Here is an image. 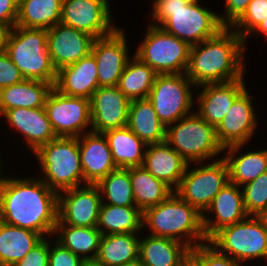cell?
<instances>
[{"mask_svg": "<svg viewBox=\"0 0 267 266\" xmlns=\"http://www.w3.org/2000/svg\"><path fill=\"white\" fill-rule=\"evenodd\" d=\"M42 239L35 231L12 226L0 220V266H13Z\"/></svg>", "mask_w": 267, "mask_h": 266, "instance_id": "30", "label": "cell"}, {"mask_svg": "<svg viewBox=\"0 0 267 266\" xmlns=\"http://www.w3.org/2000/svg\"><path fill=\"white\" fill-rule=\"evenodd\" d=\"M127 127L147 145L166 139V126L159 120L147 98L131 100Z\"/></svg>", "mask_w": 267, "mask_h": 266, "instance_id": "27", "label": "cell"}, {"mask_svg": "<svg viewBox=\"0 0 267 266\" xmlns=\"http://www.w3.org/2000/svg\"><path fill=\"white\" fill-rule=\"evenodd\" d=\"M125 31L118 27L110 35L96 38L93 42L91 53L97 64L99 87L117 86L126 63L133 56L128 50Z\"/></svg>", "mask_w": 267, "mask_h": 266, "instance_id": "15", "label": "cell"}, {"mask_svg": "<svg viewBox=\"0 0 267 266\" xmlns=\"http://www.w3.org/2000/svg\"><path fill=\"white\" fill-rule=\"evenodd\" d=\"M165 141L188 163L221 158L223 147L218 143L215 127L196 111L166 126Z\"/></svg>", "mask_w": 267, "mask_h": 266, "instance_id": "7", "label": "cell"}, {"mask_svg": "<svg viewBox=\"0 0 267 266\" xmlns=\"http://www.w3.org/2000/svg\"><path fill=\"white\" fill-rule=\"evenodd\" d=\"M33 156L41 170L38 177L55 192L85 185L77 137H56Z\"/></svg>", "mask_w": 267, "mask_h": 266, "instance_id": "5", "label": "cell"}, {"mask_svg": "<svg viewBox=\"0 0 267 266\" xmlns=\"http://www.w3.org/2000/svg\"><path fill=\"white\" fill-rule=\"evenodd\" d=\"M83 263L84 260L80 256L51 239L49 266H82Z\"/></svg>", "mask_w": 267, "mask_h": 266, "instance_id": "41", "label": "cell"}, {"mask_svg": "<svg viewBox=\"0 0 267 266\" xmlns=\"http://www.w3.org/2000/svg\"><path fill=\"white\" fill-rule=\"evenodd\" d=\"M117 168L142 166L147 144L127 126L103 133Z\"/></svg>", "mask_w": 267, "mask_h": 266, "instance_id": "29", "label": "cell"}, {"mask_svg": "<svg viewBox=\"0 0 267 266\" xmlns=\"http://www.w3.org/2000/svg\"><path fill=\"white\" fill-rule=\"evenodd\" d=\"M251 0H225V12L218 14L219 21L224 27H231L246 11Z\"/></svg>", "mask_w": 267, "mask_h": 266, "instance_id": "44", "label": "cell"}, {"mask_svg": "<svg viewBox=\"0 0 267 266\" xmlns=\"http://www.w3.org/2000/svg\"><path fill=\"white\" fill-rule=\"evenodd\" d=\"M219 253L245 265L250 261L267 260V231L256 216L223 227L209 240Z\"/></svg>", "mask_w": 267, "mask_h": 266, "instance_id": "8", "label": "cell"}, {"mask_svg": "<svg viewBox=\"0 0 267 266\" xmlns=\"http://www.w3.org/2000/svg\"><path fill=\"white\" fill-rule=\"evenodd\" d=\"M0 187L5 183V181L7 180V178H8V174H7V176H4V174H5V172L3 173V169H1L2 168V165L3 164H1L2 163V156L0 155Z\"/></svg>", "mask_w": 267, "mask_h": 266, "instance_id": "49", "label": "cell"}, {"mask_svg": "<svg viewBox=\"0 0 267 266\" xmlns=\"http://www.w3.org/2000/svg\"><path fill=\"white\" fill-rule=\"evenodd\" d=\"M53 85L44 81L29 80L0 90V116L13 108L44 107Z\"/></svg>", "mask_w": 267, "mask_h": 266, "instance_id": "28", "label": "cell"}, {"mask_svg": "<svg viewBox=\"0 0 267 266\" xmlns=\"http://www.w3.org/2000/svg\"><path fill=\"white\" fill-rule=\"evenodd\" d=\"M266 17L267 0H251L246 11L231 28L245 40Z\"/></svg>", "mask_w": 267, "mask_h": 266, "instance_id": "39", "label": "cell"}, {"mask_svg": "<svg viewBox=\"0 0 267 266\" xmlns=\"http://www.w3.org/2000/svg\"><path fill=\"white\" fill-rule=\"evenodd\" d=\"M183 266H197L190 258L183 264Z\"/></svg>", "mask_w": 267, "mask_h": 266, "instance_id": "52", "label": "cell"}, {"mask_svg": "<svg viewBox=\"0 0 267 266\" xmlns=\"http://www.w3.org/2000/svg\"><path fill=\"white\" fill-rule=\"evenodd\" d=\"M96 186L100 191L102 203L123 207H137L133 197L129 168L113 170L101 179Z\"/></svg>", "mask_w": 267, "mask_h": 266, "instance_id": "37", "label": "cell"}, {"mask_svg": "<svg viewBox=\"0 0 267 266\" xmlns=\"http://www.w3.org/2000/svg\"><path fill=\"white\" fill-rule=\"evenodd\" d=\"M188 164L176 150L164 141L147 145L142 167L175 191L180 185Z\"/></svg>", "mask_w": 267, "mask_h": 266, "instance_id": "24", "label": "cell"}, {"mask_svg": "<svg viewBox=\"0 0 267 266\" xmlns=\"http://www.w3.org/2000/svg\"><path fill=\"white\" fill-rule=\"evenodd\" d=\"M10 29L0 25V53L5 51L6 39Z\"/></svg>", "mask_w": 267, "mask_h": 266, "instance_id": "47", "label": "cell"}, {"mask_svg": "<svg viewBox=\"0 0 267 266\" xmlns=\"http://www.w3.org/2000/svg\"><path fill=\"white\" fill-rule=\"evenodd\" d=\"M62 0H19L15 26L46 29L60 22Z\"/></svg>", "mask_w": 267, "mask_h": 266, "instance_id": "35", "label": "cell"}, {"mask_svg": "<svg viewBox=\"0 0 267 266\" xmlns=\"http://www.w3.org/2000/svg\"><path fill=\"white\" fill-rule=\"evenodd\" d=\"M53 236L52 239L63 247L80 256L84 261H90L97 257L102 234L97 227L56 225Z\"/></svg>", "mask_w": 267, "mask_h": 266, "instance_id": "32", "label": "cell"}, {"mask_svg": "<svg viewBox=\"0 0 267 266\" xmlns=\"http://www.w3.org/2000/svg\"><path fill=\"white\" fill-rule=\"evenodd\" d=\"M19 68L13 63L8 54L4 51L0 53V90L2 88L18 84L24 81Z\"/></svg>", "mask_w": 267, "mask_h": 266, "instance_id": "43", "label": "cell"}, {"mask_svg": "<svg viewBox=\"0 0 267 266\" xmlns=\"http://www.w3.org/2000/svg\"><path fill=\"white\" fill-rule=\"evenodd\" d=\"M19 0H0V25L12 29L18 16Z\"/></svg>", "mask_w": 267, "mask_h": 266, "instance_id": "45", "label": "cell"}, {"mask_svg": "<svg viewBox=\"0 0 267 266\" xmlns=\"http://www.w3.org/2000/svg\"><path fill=\"white\" fill-rule=\"evenodd\" d=\"M195 89L185 73L157 74L147 99L159 120L168 126L193 112Z\"/></svg>", "mask_w": 267, "mask_h": 266, "instance_id": "11", "label": "cell"}, {"mask_svg": "<svg viewBox=\"0 0 267 266\" xmlns=\"http://www.w3.org/2000/svg\"><path fill=\"white\" fill-rule=\"evenodd\" d=\"M244 145L246 144L225 147L223 148L225 156L222 155L228 165L229 182L239 187L267 171V148L242 152Z\"/></svg>", "mask_w": 267, "mask_h": 266, "instance_id": "26", "label": "cell"}, {"mask_svg": "<svg viewBox=\"0 0 267 266\" xmlns=\"http://www.w3.org/2000/svg\"><path fill=\"white\" fill-rule=\"evenodd\" d=\"M228 183L229 169L223 157L210 163H189L175 193L203 214Z\"/></svg>", "mask_w": 267, "mask_h": 266, "instance_id": "10", "label": "cell"}, {"mask_svg": "<svg viewBox=\"0 0 267 266\" xmlns=\"http://www.w3.org/2000/svg\"><path fill=\"white\" fill-rule=\"evenodd\" d=\"M109 0H62L60 23L85 32L95 39L113 33Z\"/></svg>", "mask_w": 267, "mask_h": 266, "instance_id": "13", "label": "cell"}, {"mask_svg": "<svg viewBox=\"0 0 267 266\" xmlns=\"http://www.w3.org/2000/svg\"><path fill=\"white\" fill-rule=\"evenodd\" d=\"M246 79L202 84L197 89L195 110L208 124L216 127L227 114L234 101L246 90Z\"/></svg>", "mask_w": 267, "mask_h": 266, "instance_id": "18", "label": "cell"}, {"mask_svg": "<svg viewBox=\"0 0 267 266\" xmlns=\"http://www.w3.org/2000/svg\"><path fill=\"white\" fill-rule=\"evenodd\" d=\"M189 252L187 245L172 238L140 236L139 259L145 266H183Z\"/></svg>", "mask_w": 267, "mask_h": 266, "instance_id": "25", "label": "cell"}, {"mask_svg": "<svg viewBox=\"0 0 267 266\" xmlns=\"http://www.w3.org/2000/svg\"><path fill=\"white\" fill-rule=\"evenodd\" d=\"M150 24L162 27L189 46L215 36L224 26L218 13L203 7L200 0H153ZM151 17V18H150Z\"/></svg>", "mask_w": 267, "mask_h": 266, "instance_id": "3", "label": "cell"}, {"mask_svg": "<svg viewBox=\"0 0 267 266\" xmlns=\"http://www.w3.org/2000/svg\"><path fill=\"white\" fill-rule=\"evenodd\" d=\"M143 230L153 236L178 240L190 249L208 242L202 214L175 192L143 212Z\"/></svg>", "mask_w": 267, "mask_h": 266, "instance_id": "4", "label": "cell"}, {"mask_svg": "<svg viewBox=\"0 0 267 266\" xmlns=\"http://www.w3.org/2000/svg\"><path fill=\"white\" fill-rule=\"evenodd\" d=\"M96 227L102 235L124 233L142 235L143 212L138 207L101 203Z\"/></svg>", "mask_w": 267, "mask_h": 266, "instance_id": "31", "label": "cell"}, {"mask_svg": "<svg viewBox=\"0 0 267 266\" xmlns=\"http://www.w3.org/2000/svg\"><path fill=\"white\" fill-rule=\"evenodd\" d=\"M3 117L11 130H16L22 135L25 141L23 143L27 150H31V155L42 145L56 138L44 107L13 108L6 110L0 116Z\"/></svg>", "mask_w": 267, "mask_h": 266, "instance_id": "21", "label": "cell"}, {"mask_svg": "<svg viewBox=\"0 0 267 266\" xmlns=\"http://www.w3.org/2000/svg\"><path fill=\"white\" fill-rule=\"evenodd\" d=\"M120 266H145L142 261L138 258L134 261H131V262H127V263H124Z\"/></svg>", "mask_w": 267, "mask_h": 266, "instance_id": "50", "label": "cell"}, {"mask_svg": "<svg viewBox=\"0 0 267 266\" xmlns=\"http://www.w3.org/2000/svg\"><path fill=\"white\" fill-rule=\"evenodd\" d=\"M246 212L257 216L267 209V171L241 186Z\"/></svg>", "mask_w": 267, "mask_h": 266, "instance_id": "38", "label": "cell"}, {"mask_svg": "<svg viewBox=\"0 0 267 266\" xmlns=\"http://www.w3.org/2000/svg\"><path fill=\"white\" fill-rule=\"evenodd\" d=\"M251 35L253 36H264V38L267 41V17L266 19L245 39V48H246V43L247 40L251 37Z\"/></svg>", "mask_w": 267, "mask_h": 266, "instance_id": "46", "label": "cell"}, {"mask_svg": "<svg viewBox=\"0 0 267 266\" xmlns=\"http://www.w3.org/2000/svg\"><path fill=\"white\" fill-rule=\"evenodd\" d=\"M256 217L261 222L264 229L267 231V209L260 212Z\"/></svg>", "mask_w": 267, "mask_h": 266, "instance_id": "48", "label": "cell"}, {"mask_svg": "<svg viewBox=\"0 0 267 266\" xmlns=\"http://www.w3.org/2000/svg\"><path fill=\"white\" fill-rule=\"evenodd\" d=\"M44 237L26 256L13 266H49L50 241Z\"/></svg>", "mask_w": 267, "mask_h": 266, "instance_id": "42", "label": "cell"}, {"mask_svg": "<svg viewBox=\"0 0 267 266\" xmlns=\"http://www.w3.org/2000/svg\"><path fill=\"white\" fill-rule=\"evenodd\" d=\"M78 141L85 185H96L110 172L117 169L103 133L90 131L78 137Z\"/></svg>", "mask_w": 267, "mask_h": 266, "instance_id": "22", "label": "cell"}, {"mask_svg": "<svg viewBox=\"0 0 267 266\" xmlns=\"http://www.w3.org/2000/svg\"><path fill=\"white\" fill-rule=\"evenodd\" d=\"M140 235L134 233L102 235L95 261L104 266H120L139 258Z\"/></svg>", "mask_w": 267, "mask_h": 266, "instance_id": "33", "label": "cell"}, {"mask_svg": "<svg viewBox=\"0 0 267 266\" xmlns=\"http://www.w3.org/2000/svg\"><path fill=\"white\" fill-rule=\"evenodd\" d=\"M102 203L96 185L87 184L58 193L56 225L96 227Z\"/></svg>", "mask_w": 267, "mask_h": 266, "instance_id": "14", "label": "cell"}, {"mask_svg": "<svg viewBox=\"0 0 267 266\" xmlns=\"http://www.w3.org/2000/svg\"><path fill=\"white\" fill-rule=\"evenodd\" d=\"M44 108L56 137L78 138L91 131L90 99L68 96L53 87Z\"/></svg>", "mask_w": 267, "mask_h": 266, "instance_id": "12", "label": "cell"}, {"mask_svg": "<svg viewBox=\"0 0 267 266\" xmlns=\"http://www.w3.org/2000/svg\"><path fill=\"white\" fill-rule=\"evenodd\" d=\"M5 52L25 79L54 86L57 71L48 52L46 29L14 26L8 32Z\"/></svg>", "mask_w": 267, "mask_h": 266, "instance_id": "6", "label": "cell"}, {"mask_svg": "<svg viewBox=\"0 0 267 266\" xmlns=\"http://www.w3.org/2000/svg\"><path fill=\"white\" fill-rule=\"evenodd\" d=\"M129 175L135 205L142 212L147 208L158 205L175 192L165 182L154 177L142 166L130 167Z\"/></svg>", "mask_w": 267, "mask_h": 266, "instance_id": "34", "label": "cell"}, {"mask_svg": "<svg viewBox=\"0 0 267 266\" xmlns=\"http://www.w3.org/2000/svg\"><path fill=\"white\" fill-rule=\"evenodd\" d=\"M246 49L245 40L231 27H224L215 36L190 46L185 74L196 87L245 77Z\"/></svg>", "mask_w": 267, "mask_h": 266, "instance_id": "2", "label": "cell"}, {"mask_svg": "<svg viewBox=\"0 0 267 266\" xmlns=\"http://www.w3.org/2000/svg\"><path fill=\"white\" fill-rule=\"evenodd\" d=\"M82 266H104V265L97 263L95 260H90V261H84Z\"/></svg>", "mask_w": 267, "mask_h": 266, "instance_id": "51", "label": "cell"}, {"mask_svg": "<svg viewBox=\"0 0 267 266\" xmlns=\"http://www.w3.org/2000/svg\"><path fill=\"white\" fill-rule=\"evenodd\" d=\"M248 216L241 187L229 182L213 198L210 206L202 214L207 240L223 227L238 223Z\"/></svg>", "mask_w": 267, "mask_h": 266, "instance_id": "20", "label": "cell"}, {"mask_svg": "<svg viewBox=\"0 0 267 266\" xmlns=\"http://www.w3.org/2000/svg\"><path fill=\"white\" fill-rule=\"evenodd\" d=\"M95 38L62 23L47 30L48 52L56 71L91 53Z\"/></svg>", "mask_w": 267, "mask_h": 266, "instance_id": "17", "label": "cell"}, {"mask_svg": "<svg viewBox=\"0 0 267 266\" xmlns=\"http://www.w3.org/2000/svg\"><path fill=\"white\" fill-rule=\"evenodd\" d=\"M157 73L148 65L132 56L119 78L118 89L131 101L148 97Z\"/></svg>", "mask_w": 267, "mask_h": 266, "instance_id": "36", "label": "cell"}, {"mask_svg": "<svg viewBox=\"0 0 267 266\" xmlns=\"http://www.w3.org/2000/svg\"><path fill=\"white\" fill-rule=\"evenodd\" d=\"M189 258L197 266H243L231 257L219 253L208 242L190 249Z\"/></svg>", "mask_w": 267, "mask_h": 266, "instance_id": "40", "label": "cell"}, {"mask_svg": "<svg viewBox=\"0 0 267 266\" xmlns=\"http://www.w3.org/2000/svg\"><path fill=\"white\" fill-rule=\"evenodd\" d=\"M144 39L134 51L157 74L186 73L190 46L160 26L147 24Z\"/></svg>", "mask_w": 267, "mask_h": 266, "instance_id": "9", "label": "cell"}, {"mask_svg": "<svg viewBox=\"0 0 267 266\" xmlns=\"http://www.w3.org/2000/svg\"><path fill=\"white\" fill-rule=\"evenodd\" d=\"M53 87L68 96L91 99L93 93L99 88L97 64L94 55L90 53L77 63L58 70Z\"/></svg>", "mask_w": 267, "mask_h": 266, "instance_id": "23", "label": "cell"}, {"mask_svg": "<svg viewBox=\"0 0 267 266\" xmlns=\"http://www.w3.org/2000/svg\"><path fill=\"white\" fill-rule=\"evenodd\" d=\"M19 176V177H18ZM10 176L0 187V220L52 237L57 224L58 193L38 176Z\"/></svg>", "mask_w": 267, "mask_h": 266, "instance_id": "1", "label": "cell"}, {"mask_svg": "<svg viewBox=\"0 0 267 266\" xmlns=\"http://www.w3.org/2000/svg\"><path fill=\"white\" fill-rule=\"evenodd\" d=\"M130 102L117 86L99 87L90 99L91 131L126 127Z\"/></svg>", "mask_w": 267, "mask_h": 266, "instance_id": "19", "label": "cell"}, {"mask_svg": "<svg viewBox=\"0 0 267 266\" xmlns=\"http://www.w3.org/2000/svg\"><path fill=\"white\" fill-rule=\"evenodd\" d=\"M250 93L246 89L215 127L217 141L223 148L246 144L256 134L259 119L253 102L255 97Z\"/></svg>", "mask_w": 267, "mask_h": 266, "instance_id": "16", "label": "cell"}]
</instances>
